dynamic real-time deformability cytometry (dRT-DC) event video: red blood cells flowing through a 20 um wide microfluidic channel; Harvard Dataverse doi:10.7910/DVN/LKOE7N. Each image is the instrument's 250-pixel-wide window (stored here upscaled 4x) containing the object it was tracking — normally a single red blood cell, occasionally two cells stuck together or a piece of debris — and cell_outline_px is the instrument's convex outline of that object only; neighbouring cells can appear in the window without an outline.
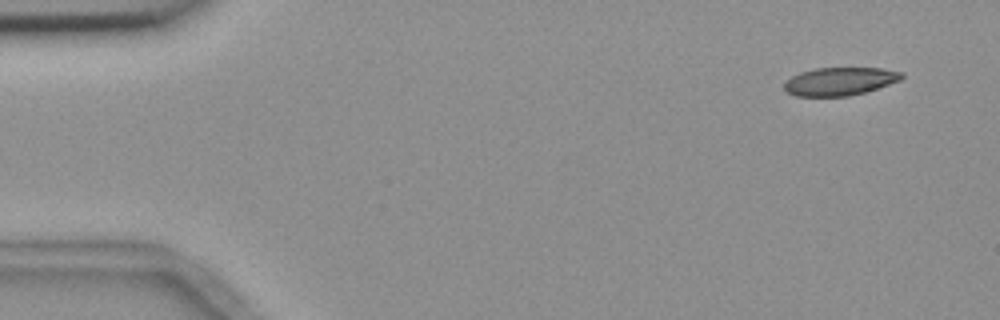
{"species": "common noctule bat (a hibernating species)", "species_latin": "Nyctalus noctula", "temperature_condition": "room temperature", "stored_images_in_passage": 5, "segment_of_instrument_passage": [1, 2], "camera_frame_rate_fps": 3000, "um_per_image_px": 0.085, "animal": {"sex": "female", "body_mass_g": 18.4}, "frame": {"image": 1, "passage_image": 1, "time_ms": 0.0, "image_size_px": [1000, 320], "cell_outline_px": [[904, 76], [900, 80], [864, 92], [848, 96], [796, 96], [788, 92], [784, 88], [784, 84], [792, 76], [800, 72], [816, 68], [880, 68], [904, 72]], "centroid_in_image_um": [71.39, 6.91], "position_along_channel_um": 13.6, "area_um2": 19.02}}
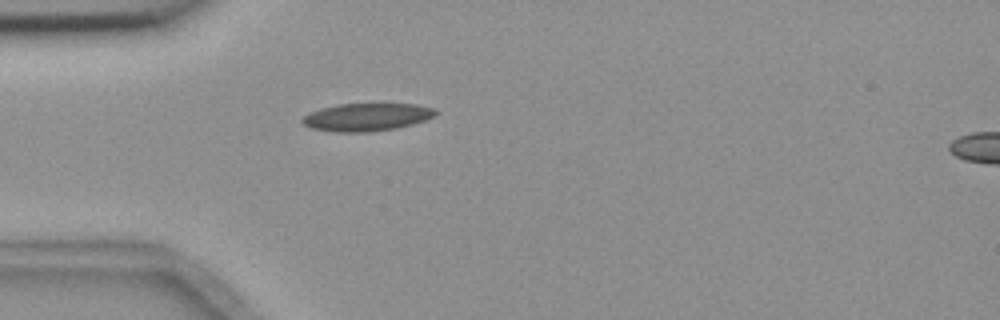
{"frame": {"image": 2, "passage_image": 4, "time_ms": 4.0, "image_size_px": [1000, 320], "cell_outline_px": [[440, 112], [424, 120], [412, 124], [396, 128], [368, 132], [336, 132], [312, 128], [304, 124], [300, 120], [308, 112], [320, 108], [336, 104], [380, 100], [416, 104], [436, 108]], "centroid_in_image_um": [31.21, 9.88], "position_along_channel_um": 53.8, "area_um2": 22.77}}